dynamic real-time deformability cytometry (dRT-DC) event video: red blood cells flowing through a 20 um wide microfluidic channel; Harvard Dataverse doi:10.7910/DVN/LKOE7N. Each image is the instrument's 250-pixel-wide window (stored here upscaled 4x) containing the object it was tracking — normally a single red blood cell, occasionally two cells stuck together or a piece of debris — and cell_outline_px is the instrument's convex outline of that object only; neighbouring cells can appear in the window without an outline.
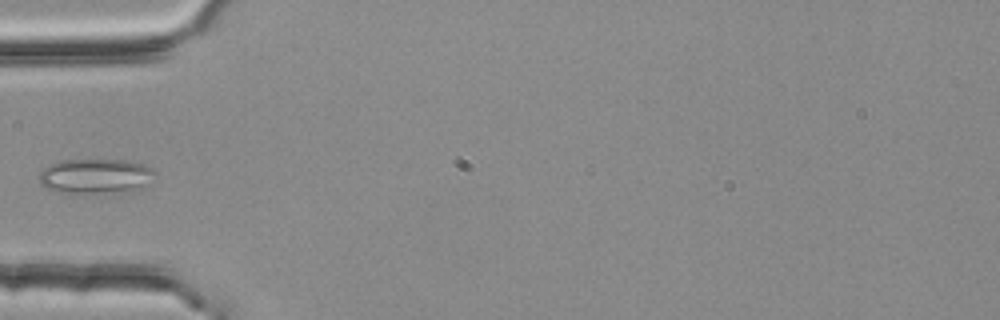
{"species": "common noctule bat (a hibernating species)", "species_latin": "Nyctalus noctula", "temperature_condition": "room temperature", "stored_images_in_passage": 5, "camera_frame_rate_fps": 3000, "um_per_image_px": 0.085, "animal": {"sex": "female", "body_mass_g": 25.1}, "frame": {"image": 1, "passage_image": 5, "time_ms": 1.333, "image_size_px": [1000, 320], "cell_outline_px": [[156, 172], [148, 184], [140, 188], [104, 192], [56, 192], [40, 184], [40, 172], [48, 164], [60, 160], [128, 160], [144, 164], [152, 168]], "centroid_in_image_um": [8.1, 14.94], "position_along_channel_um": 76.9, "area_um2": 23.18}}